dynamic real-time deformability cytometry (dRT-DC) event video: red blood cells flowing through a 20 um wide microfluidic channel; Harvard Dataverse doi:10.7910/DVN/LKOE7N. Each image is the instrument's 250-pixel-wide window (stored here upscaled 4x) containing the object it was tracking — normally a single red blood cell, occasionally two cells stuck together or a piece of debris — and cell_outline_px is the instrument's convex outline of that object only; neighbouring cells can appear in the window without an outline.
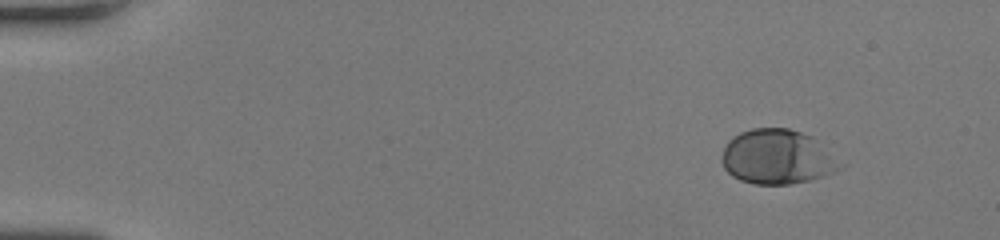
{"species": "human", "species_latin": "Homo sapiens", "temperature_condition": "room temperature", "stored_images_in_passage": 45, "camera_frame_rate_fps": 3000, "um_per_image_px": 0.085, "donor": {"sex": "female"}, "frame": {"image": 1, "passage_image": 1, "time_ms": 0.0, "image_size_px": [1000, 240], "cell_outline_px": [[848, 164], [844, 168], [808, 180], [792, 184], [752, 184], [740, 180], [732, 176], [724, 168], [720, 160], [720, 156], [728, 140], [732, 136], [740, 132], [752, 128], [788, 128], [812, 136]], "centroid_in_image_um": [66.09, 13.33], "position_along_channel_um": 18.9, "area_um2": 38.26}}
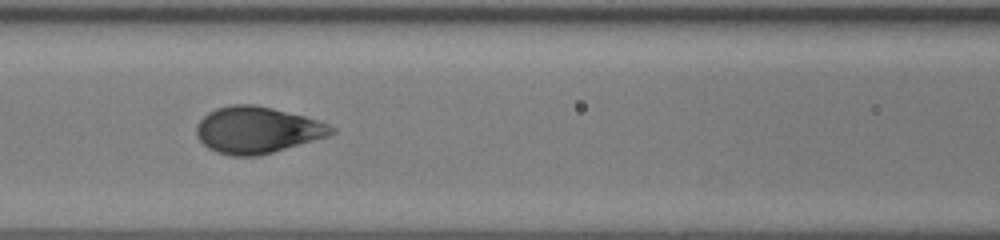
{"frame": {"image": 2, "passage_image": 19, "time_ms": 6.0, "image_size_px": [1000, 240], "cell_outline_px": [[336, 132], [328, 136], [260, 156], [232, 156], [216, 152], [208, 148], [196, 136], [196, 124], [208, 112], [216, 108], [232, 104], [252, 104], [272, 108], [304, 116], [328, 124], [336, 128]], "centroid_in_image_um": [21.84, 11.05], "position_along_channel_um": 144.8, "area_um2": 36.65}}
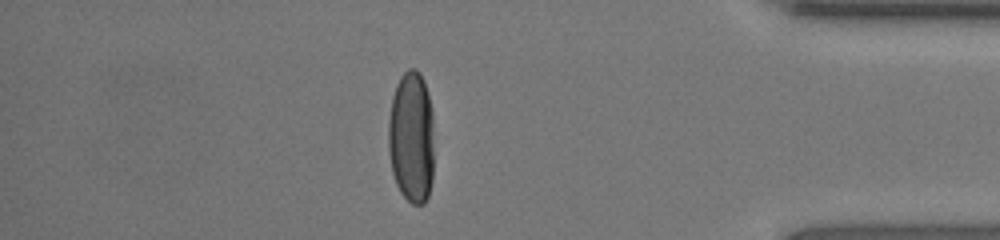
{"frame": {"image": 3, "passage_image": 39, "time_ms": 12.667, "image_size_px": [1000, 240], "cell_outline_px": [[432, 180], [428, 196], [424, 204], [412, 204], [400, 192], [396, 184], [392, 172], [388, 152], [388, 120], [392, 96], [396, 84], [400, 76], [408, 68], [416, 68], [420, 72], [424, 80], [428, 92], [432, 112]], "centroid_in_image_um": [34.95, 11.64], "position_along_channel_um": 400.2, "area_um2": 35.55}, "authors_computed_cell_mechanics": {"area_um2": 36.6452, "velocity_mm_per_s": 4.2784, "shape_relaxation_time_tau1_ms": 2.8805, "shape_relaxation_time_tau2_ms": null, "deformation_change_tau1": 0.1811, "deformation_change_tau2": null}}